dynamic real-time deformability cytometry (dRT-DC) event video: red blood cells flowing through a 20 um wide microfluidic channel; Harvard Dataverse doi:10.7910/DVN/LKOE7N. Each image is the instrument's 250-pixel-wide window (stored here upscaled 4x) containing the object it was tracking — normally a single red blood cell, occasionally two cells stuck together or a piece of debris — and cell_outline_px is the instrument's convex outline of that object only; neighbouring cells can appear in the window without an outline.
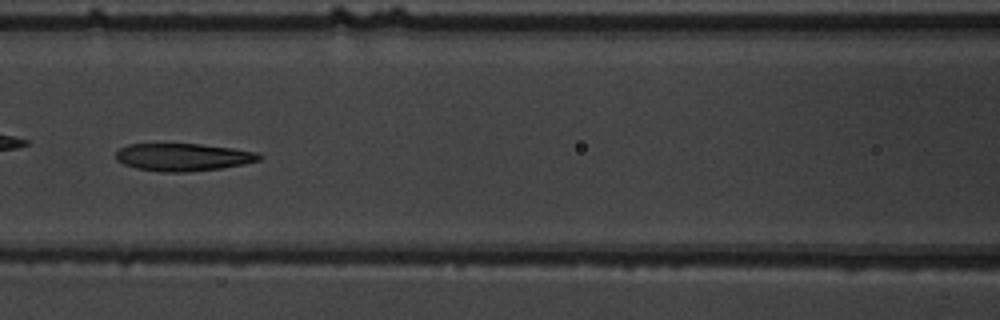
{"species": "common noctule bat (a hibernating species)", "species_latin": "Nyctalus noctula", "temperature_condition": "warm", "stored_images_in_passage": 37, "camera_frame_rate_fps": 3000, "um_per_image_px": 0.085, "animal": {"sex": "male", "body_mass_g": 19.5, "forearm_length_mm": 54.6}, "frame": {"image": 1, "passage_image": 7, "time_ms": 2.0, "image_size_px": [1000, 320], "cell_outline_px": [[264, 156], [260, 160], [244, 164], [220, 168], [188, 172], [164, 172], [136, 168], [124, 164], [116, 160], [116, 152], [120, 148], [128, 144], [200, 144], [232, 148], [256, 152]], "centroid_in_image_um": [15.57, 13.35], "position_along_channel_um": 151.0, "area_um2": 23.0}}
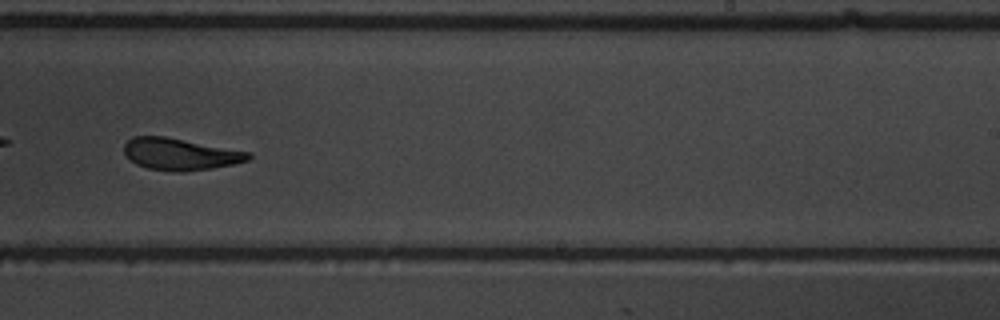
{"frame": {"image": 2, "passage_image": 17, "time_ms": 5.333, "image_size_px": [1000, 320], "cell_outline_px": [[252, 156], [248, 160], [232, 164], [212, 168], [184, 172], [172, 172], [148, 168], [136, 164], [124, 152], [124, 144], [132, 136], [164, 136], [252, 152]], "centroid_in_image_um": [15.33, 13.1], "position_along_channel_um": 273.7, "area_um2": 23.06}}
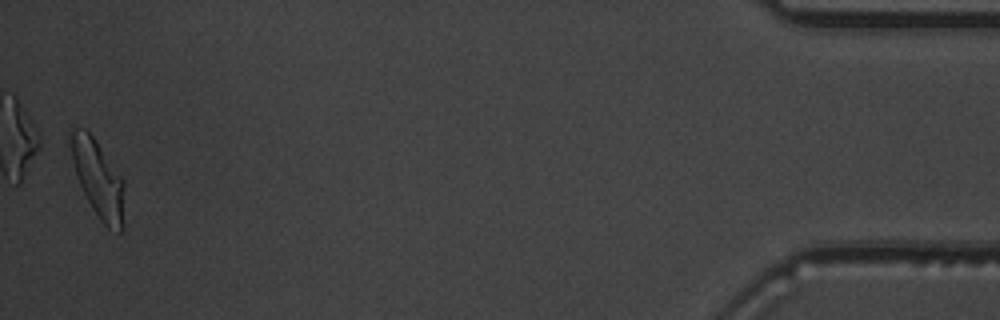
{"frame": {"image": 3, "passage_image": 36, "time_ms": 11.667, "image_size_px": [1000, 320], "cell_outline_px": [[124, 224], [120, 232], [108, 228], [100, 220], [92, 208], [76, 176], [72, 160], [68, 136], [76, 128], [84, 128], [92, 136], [124, 180]], "centroid_in_image_um": [8.35, 15.22], "position_along_channel_um": 426.9, "area_um2": 23.99}}